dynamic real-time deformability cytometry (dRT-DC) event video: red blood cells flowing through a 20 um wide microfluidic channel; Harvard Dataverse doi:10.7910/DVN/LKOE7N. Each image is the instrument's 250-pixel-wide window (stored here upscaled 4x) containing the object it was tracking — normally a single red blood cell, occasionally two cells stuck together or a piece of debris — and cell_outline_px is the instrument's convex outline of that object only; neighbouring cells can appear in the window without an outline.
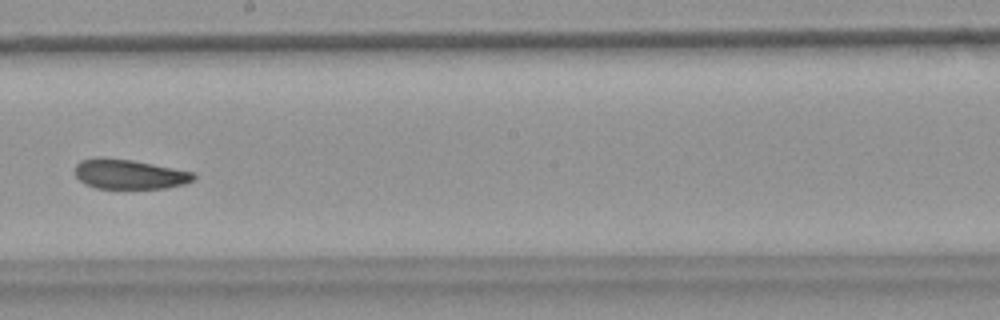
{"species": "common noctule bat (a hibernating species)", "species_latin": "Nyctalus noctula", "temperature_condition": "warm", "stored_images_in_passage": 13, "camera_frame_rate_fps": 3000, "um_per_image_px": 0.085, "animal": {"sex": "female", "body_mass_g": 18.4}, "frame": {"image": 1, "passage_image": 8, "time_ms": 2.333, "image_size_px": [1000, 320], "cell_outline_px": [[196, 176], [192, 180], [184, 184], [168, 188], [96, 188], [84, 184], [76, 176], [76, 164], [80, 160], [100, 156], [132, 160], [192, 172]], "centroid_in_image_um": [10.94, 14.8], "position_along_channel_um": 237.3, "area_um2": 20.46}}
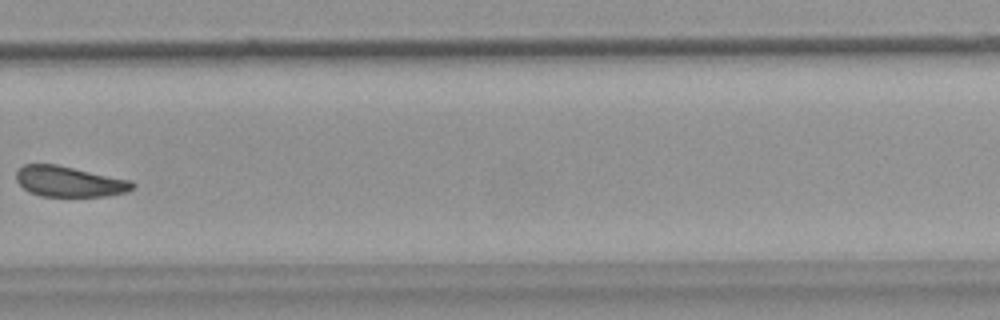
{"frame": {"image": 2, "passage_image": 10, "time_ms": 3.0, "image_size_px": [1000, 320], "cell_outline_px": [[136, 184], [128, 192], [108, 196], [40, 196], [28, 192], [16, 180], [16, 172], [24, 164], [56, 164], [132, 180]], "centroid_in_image_um": [5.91, 15.43], "position_along_channel_um": 323.9, "area_um2": 20.81}}